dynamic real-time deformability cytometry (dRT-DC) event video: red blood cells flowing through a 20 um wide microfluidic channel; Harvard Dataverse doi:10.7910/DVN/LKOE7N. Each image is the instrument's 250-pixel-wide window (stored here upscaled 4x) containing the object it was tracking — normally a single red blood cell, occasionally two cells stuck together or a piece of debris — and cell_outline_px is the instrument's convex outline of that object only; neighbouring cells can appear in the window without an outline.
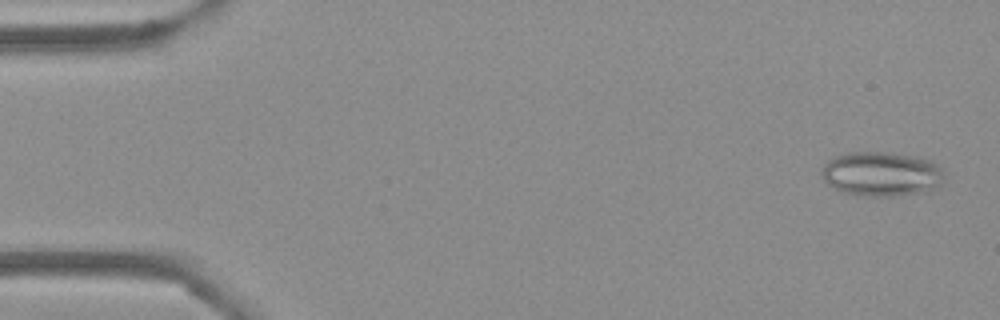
{"species": "Egyptian fruit bat (a non-hibernating species)", "species_latin": "Rousettus aegyptiacus", "temperature_condition": "cold", "stored_images_in_passage": 53, "camera_frame_rate_fps": 3000, "um_per_image_px": 0.085, "frame": {"image": 1, "passage_image": 2, "time_ms": 0.333, "image_size_px": [1000, 320], "cell_outline_px": [[944, 176], [940, 184], [928, 192], [892, 196], [864, 196], [844, 192], [828, 184], [824, 180], [820, 172], [820, 168], [832, 156], [848, 152], [892, 152], [916, 156], [932, 160], [944, 172]], "centroid_in_image_um": [74.92, 14.77], "position_along_channel_um": 10.1, "area_um2": 32.19}}
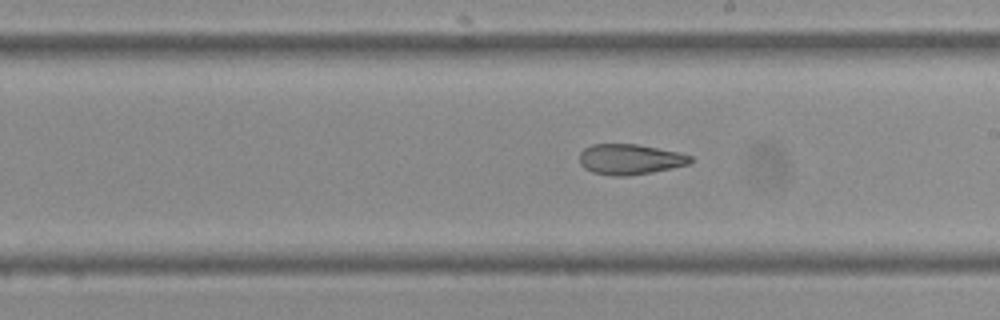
{"frame": {"image": 2, "passage_image": 30, "time_ms": 9.667, "image_size_px": [1000, 320], "cell_outline_px": [[692, 160], [688, 164], [672, 168], [652, 172], [624, 176], [612, 176], [592, 172], [584, 168], [580, 164], [580, 152], [584, 148], [592, 144], [636, 144], [680, 152], [692, 156]], "centroid_in_image_um": [53.53, 13.54], "position_along_channel_um": 235.5, "area_um2": 19.71}}
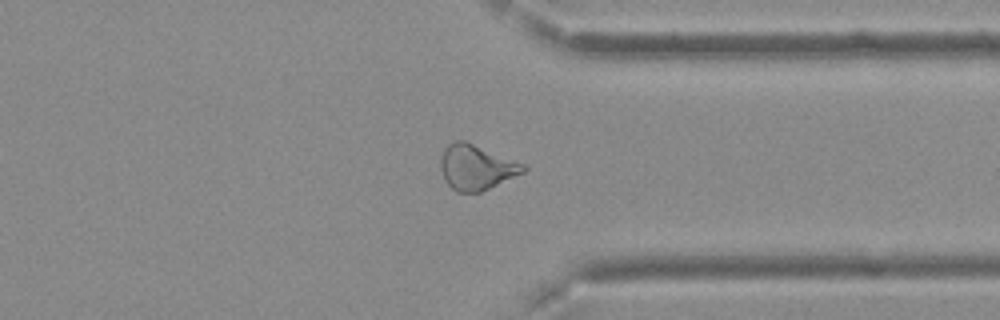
{"frame": {"image": 3, "passage_image": 41, "time_ms": 13.333, "image_size_px": [1000, 320], "cell_outline_px": [[528, 168], [524, 172], [480, 192], [456, 192], [444, 180], [440, 168], [440, 160], [444, 148], [448, 144], [456, 140], [464, 140], [524, 164]], "centroid_in_image_um": [40.45, 14.21], "position_along_channel_um": 370.9, "area_um2": 21.56}, "authors_computed_cell_mechanics": {"area_um2": 23.5824, "velocity_mm_per_s": 3.7549, "shape_relaxation_time_tau1_ms": null, "shape_relaxation_time_tau2_ms": 4.0585, "deformation_change_tau1": null, "deformation_change_tau2": 0.1301}}